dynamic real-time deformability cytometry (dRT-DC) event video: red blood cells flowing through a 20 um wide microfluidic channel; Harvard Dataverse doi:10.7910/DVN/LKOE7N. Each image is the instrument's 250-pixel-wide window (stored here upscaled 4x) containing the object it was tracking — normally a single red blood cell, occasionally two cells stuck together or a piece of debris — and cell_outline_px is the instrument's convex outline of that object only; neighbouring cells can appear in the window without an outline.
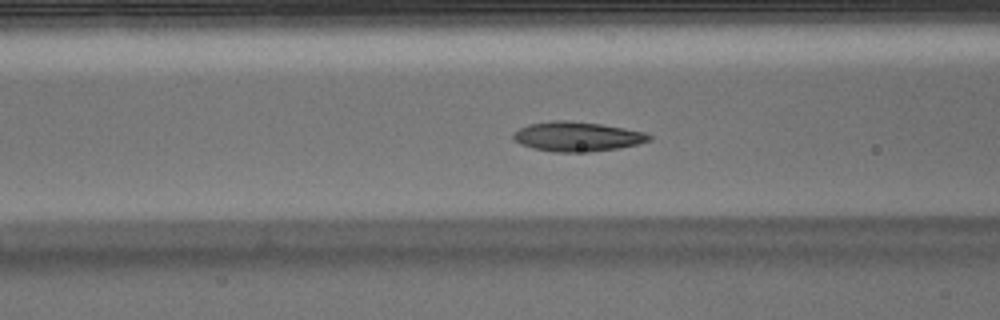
{"species": "Egyptian fruit bat (a non-hibernating species)", "species_latin": "Rousettus aegyptiacus", "temperature_condition": "warm", "stored_images_in_passage": 53, "camera_frame_rate_fps": 3000, "um_per_image_px": 0.085, "animal": {"sex": "male"}, "frame": {"image": 1, "passage_image": 20, "time_ms": 6.333, "image_size_px": [1000, 320], "cell_outline_px": [[652, 140], [620, 148], [588, 152], [552, 152], [532, 148], [520, 144], [512, 140], [512, 132], [528, 124], [552, 120], [568, 120], [600, 124], [624, 128], [644, 132], [652, 136]], "centroid_in_image_um": [49.01, 11.61], "position_along_channel_um": 117.6, "area_um2": 23.64}}
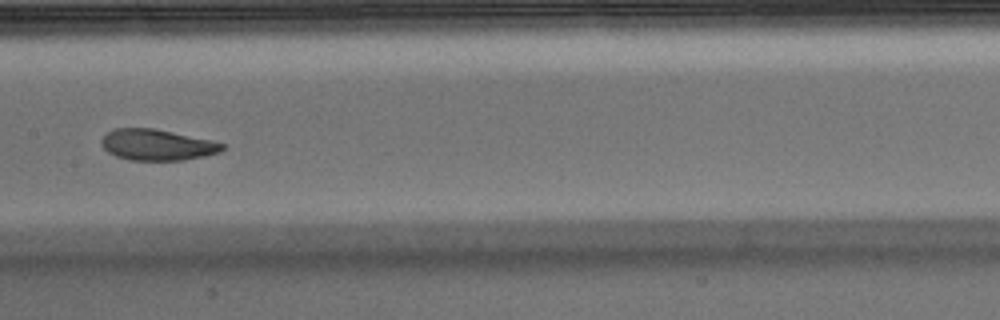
{"frame": {"image": 2, "passage_image": 26, "time_ms": 8.333, "image_size_px": [1000, 320], "cell_outline_px": [[228, 144], [220, 152], [204, 156], [184, 160], [128, 160], [116, 156], [108, 152], [100, 144], [100, 140], [108, 132], [116, 128], [152, 128], [212, 140]], "centroid_in_image_um": [13.37, 12.31], "position_along_channel_um": 194.0, "area_um2": 21.91}}
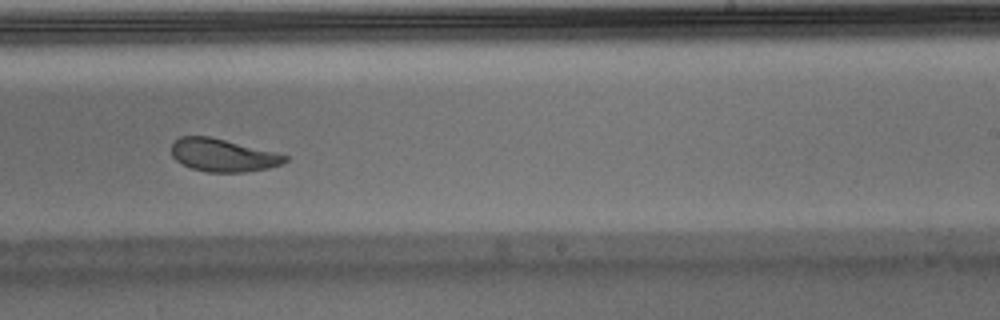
{"frame": {"image": 3, "passage_image": 32, "time_ms": 10.333, "image_size_px": [1000, 320], "cell_outline_px": [[288, 160], [280, 164], [268, 168], [244, 172], [208, 172], [192, 168], [176, 160], [172, 156], [172, 144], [180, 136], [208, 136], [276, 152], [288, 156]], "centroid_in_image_um": [18.95, 13.19], "position_along_channel_um": 270.1, "area_um2": 21.44}, "authors_computed_cell_mechanics": {"area_um2": 22.6576, "velocity_mm_per_s": 3.819, "shape_relaxation_time_tau1_ms": 3.082, "shape_relaxation_time_tau2_ms": 2.6248, "deformation_change_tau1": 0.1194, "deformation_change_tau2": 0.0862}}